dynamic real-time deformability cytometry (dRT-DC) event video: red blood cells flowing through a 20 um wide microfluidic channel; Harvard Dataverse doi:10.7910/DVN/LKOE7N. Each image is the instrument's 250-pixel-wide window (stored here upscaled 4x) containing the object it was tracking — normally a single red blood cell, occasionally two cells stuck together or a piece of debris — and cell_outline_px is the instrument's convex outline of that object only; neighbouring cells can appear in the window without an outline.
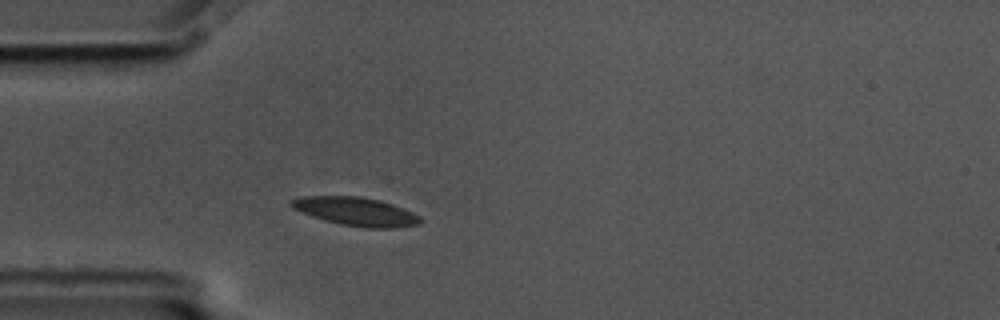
{"species": "common noctule bat (a hibernating species)", "species_latin": "Nyctalus noctula", "temperature_condition": "cold", "stored_images_in_passage": 2, "camera_frame_rate_fps": 3000, "um_per_image_px": 0.085, "animal": {"sex": "male", "body_mass_g": 17.5, "forearm_length_mm": 52.3}, "frame": {"image": 1, "passage_image": 2, "time_ms": 0.333, "image_size_px": [1000, 320], "cell_outline_px": [[420, 224], [392, 228], [368, 228], [340, 224], [312, 216], [292, 208], [288, 204], [292, 200], [304, 196], [360, 196], [380, 200], [392, 204], [412, 212], [420, 216]], "centroid_in_image_um": [30.25, 17.97], "position_along_channel_um": 54.8, "area_um2": 21.21}}